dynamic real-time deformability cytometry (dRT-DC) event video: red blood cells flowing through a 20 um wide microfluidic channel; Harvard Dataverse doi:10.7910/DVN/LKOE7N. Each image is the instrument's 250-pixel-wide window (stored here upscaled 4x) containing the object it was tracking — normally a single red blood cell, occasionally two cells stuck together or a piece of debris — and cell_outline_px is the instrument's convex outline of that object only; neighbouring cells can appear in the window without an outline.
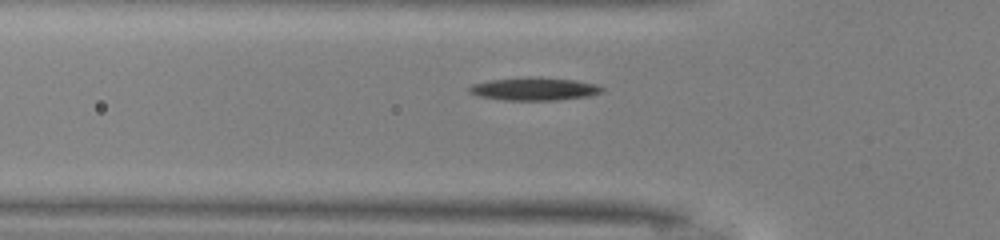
{"species": "common noctule bat (a hibernating species)", "species_latin": "Nyctalus noctula", "temperature_condition": "warm", "stored_images_in_passage": 30, "camera_frame_rate_fps": 3000, "um_per_image_px": 0.085, "animal": {"sex": "male", "body_mass_g": 13.0, "forearm_length_mm": 53.1}, "frame": {"image": 1, "passage_image": 6, "time_ms": 1.667, "image_size_px": [1000, 240], "cell_outline_px": [[604, 92], [588, 96], [556, 100], [504, 100], [480, 96], [468, 92], [468, 88], [472, 84], [492, 80], [528, 76], [532, 76], [572, 80], [596, 84], [604, 88]], "centroid_in_image_um": [45.42, 7.55], "position_along_channel_um": 80.4, "area_um2": 17.69}}
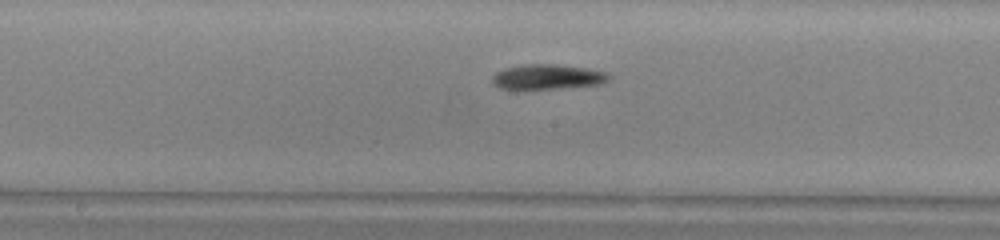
{"frame": {"image": 2, "passage_image": 15, "time_ms": 4.667, "image_size_px": [1000, 240], "cell_outline_px": [[612, 76], [608, 80], [600, 84], [560, 88], [500, 88], [492, 84], [492, 76], [496, 72], [504, 68], [520, 64], [556, 64], [588, 68], [608, 72]], "centroid_in_image_um": [46.56, 6.51], "position_along_channel_um": 201.6, "area_um2": 16.99}}
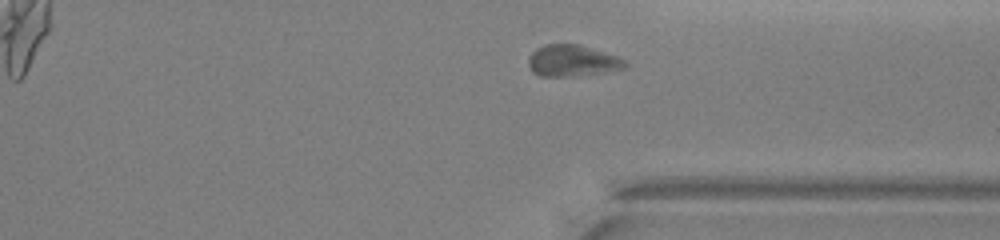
{"frame": {"image": 3, "passage_image": 27, "time_ms": 8.667, "image_size_px": [1000, 240], "cell_outline_px": [[628, 68], [580, 76], [540, 76], [532, 72], [528, 64], [528, 56], [536, 48], [544, 44], [580, 44], [628, 60]], "centroid_in_image_um": [48.66, 5.17], "position_along_channel_um": 362.7, "area_um2": 18.03}, "authors_computed_cell_mechanics": {"area_um2": 17.2244, "velocity_mm_per_s": 4.0395, "shape_relaxation_time_tau1_ms": 4.0121, "shape_relaxation_time_tau2_ms": 8.631, "deformation_change_tau1": 0.1, "deformation_change_tau2": 0.1651}}